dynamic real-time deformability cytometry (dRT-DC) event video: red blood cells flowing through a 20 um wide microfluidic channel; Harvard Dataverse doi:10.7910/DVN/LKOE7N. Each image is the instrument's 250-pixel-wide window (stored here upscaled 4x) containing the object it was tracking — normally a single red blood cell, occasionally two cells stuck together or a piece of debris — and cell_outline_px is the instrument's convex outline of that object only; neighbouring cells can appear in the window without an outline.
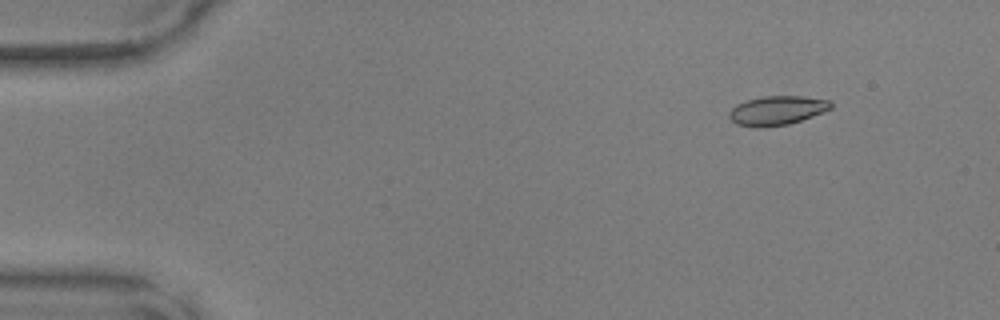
{"species": "common noctule bat (a hibernating species)", "species_latin": "Nyctalus noctula", "temperature_condition": "warm", "stored_images_in_passage": 19, "camera_frame_rate_fps": 3000, "um_per_image_px": 0.085, "animal": {"sex": "male", "body_mass_g": 17.9, "forearm_length_mm": 54.2}, "frame": {"image": 1, "passage_image": 1, "time_ms": 0.0, "image_size_px": [1000, 320], "cell_outline_px": [[832, 108], [824, 112], [788, 124], [760, 128], [756, 128], [736, 124], [728, 116], [728, 112], [736, 104], [748, 100], [764, 96], [800, 96], [828, 100], [832, 104]], "centroid_in_image_um": [66.02, 9.4], "position_along_channel_um": 19.0, "area_um2": 17.22}}
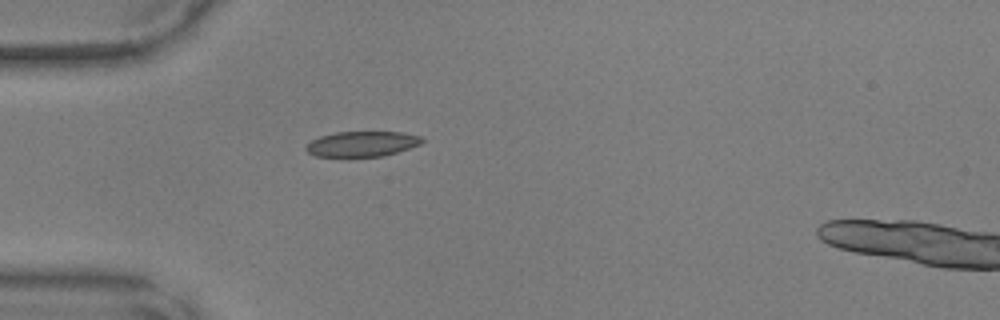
{"frame": {"image": 2, "passage_image": 10, "time_ms": 3.0, "image_size_px": [1000, 320], "cell_outline_px": [[424, 140], [420, 144], [384, 156], [348, 160], [316, 156], [308, 152], [304, 148], [312, 140], [320, 136], [336, 132], [400, 132], [420, 136]], "centroid_in_image_um": [30.7, 12.29], "position_along_channel_um": 54.3, "area_um2": 17.8}}